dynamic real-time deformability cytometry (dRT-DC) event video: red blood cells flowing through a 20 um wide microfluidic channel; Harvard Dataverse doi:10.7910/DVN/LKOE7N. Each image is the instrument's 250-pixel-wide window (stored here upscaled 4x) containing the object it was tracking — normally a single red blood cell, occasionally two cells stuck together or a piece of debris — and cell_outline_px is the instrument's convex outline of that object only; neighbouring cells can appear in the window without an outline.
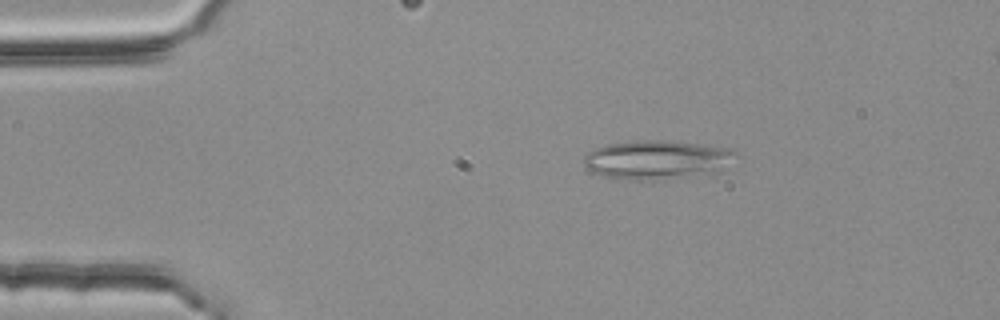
{"species": "common noctule bat (a hibernating species)", "species_latin": "Nyctalus noctula", "temperature_condition": "room temperature", "stored_images_in_passage": 54, "camera_frame_rate_fps": 3000, "um_per_image_px": 0.085, "animal": {"sex": "female", "body_mass_g": 25.1}, "frame": {"image": 1, "passage_image": 10, "time_ms": 3.0, "image_size_px": [1000, 320], "cell_outline_px": [[736, 152], [720, 172], [652, 180], [636, 180], [604, 176], [588, 168], [584, 164], [584, 156], [588, 152], [596, 148], [608, 144], [632, 140], [664, 140], [700, 144], [728, 148]], "centroid_in_image_um": [55.81, 13.56], "position_along_channel_um": 29.2, "area_um2": 33.93}}
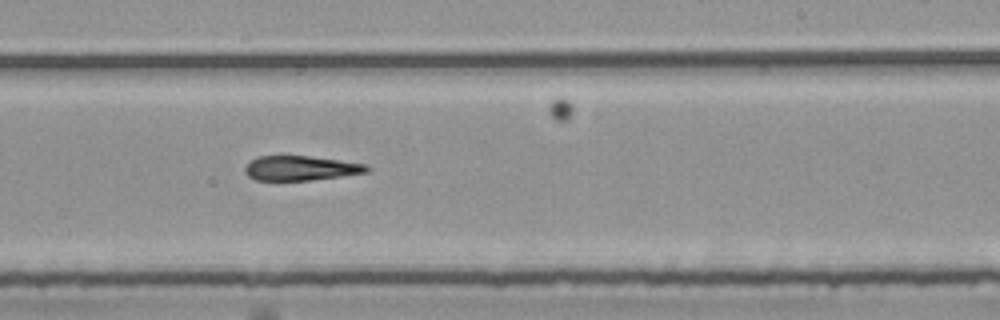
{"frame": {"image": 2, "passage_image": 33, "time_ms": 10.667, "image_size_px": [1000, 320], "cell_outline_px": [[368, 172], [340, 176], [308, 180], [256, 180], [248, 176], [244, 172], [244, 168], [256, 156], [308, 156], [364, 164], [368, 168]], "centroid_in_image_um": [25.49, 14.29], "position_along_channel_um": 263.5, "area_um2": 17.11}}
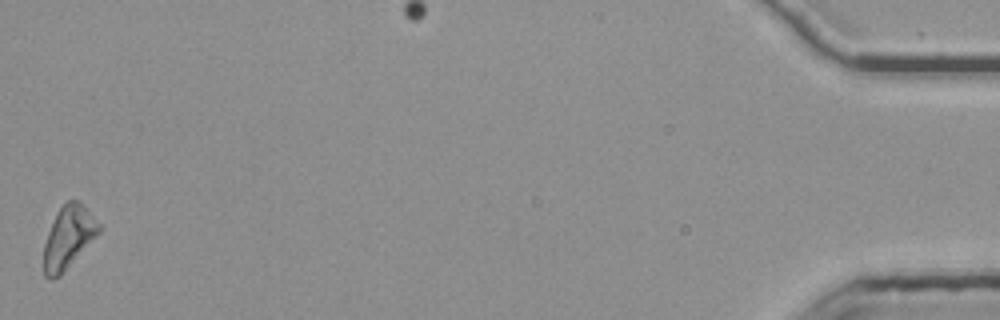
{"frame": {"image": 3, "passage_image": 54, "time_ms": 17.667, "image_size_px": [1000, 320], "cell_outline_px": [[100, 232], [60, 276], [52, 280], [48, 280], [44, 276], [44, 244], [48, 232], [56, 212], [68, 200], [80, 200], [100, 224]], "centroid_in_image_um": [5.8, 20.17], "position_along_channel_um": 429.4, "area_um2": 20.06}}